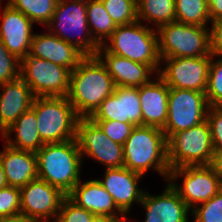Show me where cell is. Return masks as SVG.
<instances>
[{
    "label": "cell",
    "instance_id": "obj_1",
    "mask_svg": "<svg viewBox=\"0 0 222 222\" xmlns=\"http://www.w3.org/2000/svg\"><path fill=\"white\" fill-rule=\"evenodd\" d=\"M114 89L112 76L100 58L85 56L70 73L66 97L80 118H89Z\"/></svg>",
    "mask_w": 222,
    "mask_h": 222
},
{
    "label": "cell",
    "instance_id": "obj_2",
    "mask_svg": "<svg viewBox=\"0 0 222 222\" xmlns=\"http://www.w3.org/2000/svg\"><path fill=\"white\" fill-rule=\"evenodd\" d=\"M38 178L66 196L81 180L82 155L76 139L46 143L36 152Z\"/></svg>",
    "mask_w": 222,
    "mask_h": 222
},
{
    "label": "cell",
    "instance_id": "obj_3",
    "mask_svg": "<svg viewBox=\"0 0 222 222\" xmlns=\"http://www.w3.org/2000/svg\"><path fill=\"white\" fill-rule=\"evenodd\" d=\"M123 153V167L141 175H145L153 168L163 176L165 182L167 181L170 167L167 158V139L162 129L135 126L123 145Z\"/></svg>",
    "mask_w": 222,
    "mask_h": 222
},
{
    "label": "cell",
    "instance_id": "obj_4",
    "mask_svg": "<svg viewBox=\"0 0 222 222\" xmlns=\"http://www.w3.org/2000/svg\"><path fill=\"white\" fill-rule=\"evenodd\" d=\"M102 47L108 52L149 65L157 74L161 66L156 28L136 21L117 26Z\"/></svg>",
    "mask_w": 222,
    "mask_h": 222
},
{
    "label": "cell",
    "instance_id": "obj_5",
    "mask_svg": "<svg viewBox=\"0 0 222 222\" xmlns=\"http://www.w3.org/2000/svg\"><path fill=\"white\" fill-rule=\"evenodd\" d=\"M86 13L87 0H58L46 27L85 56H92L97 54L100 45L90 33Z\"/></svg>",
    "mask_w": 222,
    "mask_h": 222
},
{
    "label": "cell",
    "instance_id": "obj_6",
    "mask_svg": "<svg viewBox=\"0 0 222 222\" xmlns=\"http://www.w3.org/2000/svg\"><path fill=\"white\" fill-rule=\"evenodd\" d=\"M31 109L36 114L38 132L44 144L76 139L80 117L67 97H34Z\"/></svg>",
    "mask_w": 222,
    "mask_h": 222
},
{
    "label": "cell",
    "instance_id": "obj_7",
    "mask_svg": "<svg viewBox=\"0 0 222 222\" xmlns=\"http://www.w3.org/2000/svg\"><path fill=\"white\" fill-rule=\"evenodd\" d=\"M208 26L171 22L156 28L160 58L211 56Z\"/></svg>",
    "mask_w": 222,
    "mask_h": 222
},
{
    "label": "cell",
    "instance_id": "obj_8",
    "mask_svg": "<svg viewBox=\"0 0 222 222\" xmlns=\"http://www.w3.org/2000/svg\"><path fill=\"white\" fill-rule=\"evenodd\" d=\"M214 149L207 121L172 134L167 139L170 169L185 166L210 165Z\"/></svg>",
    "mask_w": 222,
    "mask_h": 222
},
{
    "label": "cell",
    "instance_id": "obj_9",
    "mask_svg": "<svg viewBox=\"0 0 222 222\" xmlns=\"http://www.w3.org/2000/svg\"><path fill=\"white\" fill-rule=\"evenodd\" d=\"M71 71L59 64L34 56L21 59L20 77L34 97H66Z\"/></svg>",
    "mask_w": 222,
    "mask_h": 222
},
{
    "label": "cell",
    "instance_id": "obj_10",
    "mask_svg": "<svg viewBox=\"0 0 222 222\" xmlns=\"http://www.w3.org/2000/svg\"><path fill=\"white\" fill-rule=\"evenodd\" d=\"M179 177L183 178L182 184L176 182ZM167 182L191 210L211 199L222 189V183L210 165L170 169Z\"/></svg>",
    "mask_w": 222,
    "mask_h": 222
},
{
    "label": "cell",
    "instance_id": "obj_11",
    "mask_svg": "<svg viewBox=\"0 0 222 222\" xmlns=\"http://www.w3.org/2000/svg\"><path fill=\"white\" fill-rule=\"evenodd\" d=\"M208 108L205 92L169 88L167 121L162 129L166 139L206 121Z\"/></svg>",
    "mask_w": 222,
    "mask_h": 222
},
{
    "label": "cell",
    "instance_id": "obj_12",
    "mask_svg": "<svg viewBox=\"0 0 222 222\" xmlns=\"http://www.w3.org/2000/svg\"><path fill=\"white\" fill-rule=\"evenodd\" d=\"M76 140L82 159L88 156L104 164L105 168L123 167V145L108 138L90 118H80L78 120Z\"/></svg>",
    "mask_w": 222,
    "mask_h": 222
},
{
    "label": "cell",
    "instance_id": "obj_13",
    "mask_svg": "<svg viewBox=\"0 0 222 222\" xmlns=\"http://www.w3.org/2000/svg\"><path fill=\"white\" fill-rule=\"evenodd\" d=\"M211 56L161 58L158 75L169 88L206 92Z\"/></svg>",
    "mask_w": 222,
    "mask_h": 222
},
{
    "label": "cell",
    "instance_id": "obj_14",
    "mask_svg": "<svg viewBox=\"0 0 222 222\" xmlns=\"http://www.w3.org/2000/svg\"><path fill=\"white\" fill-rule=\"evenodd\" d=\"M65 197L58 188L37 178L20 188L21 213L42 222H54Z\"/></svg>",
    "mask_w": 222,
    "mask_h": 222
},
{
    "label": "cell",
    "instance_id": "obj_15",
    "mask_svg": "<svg viewBox=\"0 0 222 222\" xmlns=\"http://www.w3.org/2000/svg\"><path fill=\"white\" fill-rule=\"evenodd\" d=\"M89 118L92 121L113 120L142 126L138 87H115Z\"/></svg>",
    "mask_w": 222,
    "mask_h": 222
},
{
    "label": "cell",
    "instance_id": "obj_16",
    "mask_svg": "<svg viewBox=\"0 0 222 222\" xmlns=\"http://www.w3.org/2000/svg\"><path fill=\"white\" fill-rule=\"evenodd\" d=\"M142 176L126 167L105 168L103 179L97 180L110 193L118 209L127 216L132 205L142 201L145 191L138 185Z\"/></svg>",
    "mask_w": 222,
    "mask_h": 222
},
{
    "label": "cell",
    "instance_id": "obj_17",
    "mask_svg": "<svg viewBox=\"0 0 222 222\" xmlns=\"http://www.w3.org/2000/svg\"><path fill=\"white\" fill-rule=\"evenodd\" d=\"M3 9V10H2ZM1 15L0 40L7 50L20 60L27 57L33 38V22L19 10L6 3Z\"/></svg>",
    "mask_w": 222,
    "mask_h": 222
},
{
    "label": "cell",
    "instance_id": "obj_18",
    "mask_svg": "<svg viewBox=\"0 0 222 222\" xmlns=\"http://www.w3.org/2000/svg\"><path fill=\"white\" fill-rule=\"evenodd\" d=\"M167 185L159 195L144 192L140 205L145 210L144 222H188L191 209L172 186Z\"/></svg>",
    "mask_w": 222,
    "mask_h": 222
},
{
    "label": "cell",
    "instance_id": "obj_19",
    "mask_svg": "<svg viewBox=\"0 0 222 222\" xmlns=\"http://www.w3.org/2000/svg\"><path fill=\"white\" fill-rule=\"evenodd\" d=\"M28 55L62 65L70 71L74 70L85 57L80 50L49 30L48 33H34Z\"/></svg>",
    "mask_w": 222,
    "mask_h": 222
},
{
    "label": "cell",
    "instance_id": "obj_20",
    "mask_svg": "<svg viewBox=\"0 0 222 222\" xmlns=\"http://www.w3.org/2000/svg\"><path fill=\"white\" fill-rule=\"evenodd\" d=\"M96 55L112 76L115 87H141L156 73L149 65L108 53L102 46Z\"/></svg>",
    "mask_w": 222,
    "mask_h": 222
},
{
    "label": "cell",
    "instance_id": "obj_21",
    "mask_svg": "<svg viewBox=\"0 0 222 222\" xmlns=\"http://www.w3.org/2000/svg\"><path fill=\"white\" fill-rule=\"evenodd\" d=\"M157 77L138 87L142 110V125L163 129L167 121L169 87Z\"/></svg>",
    "mask_w": 222,
    "mask_h": 222
},
{
    "label": "cell",
    "instance_id": "obj_22",
    "mask_svg": "<svg viewBox=\"0 0 222 222\" xmlns=\"http://www.w3.org/2000/svg\"><path fill=\"white\" fill-rule=\"evenodd\" d=\"M34 95L20 77L0 84V133L3 134L18 117L31 108Z\"/></svg>",
    "mask_w": 222,
    "mask_h": 222
},
{
    "label": "cell",
    "instance_id": "obj_23",
    "mask_svg": "<svg viewBox=\"0 0 222 222\" xmlns=\"http://www.w3.org/2000/svg\"><path fill=\"white\" fill-rule=\"evenodd\" d=\"M80 180L67 197L94 215L125 216L97 179Z\"/></svg>",
    "mask_w": 222,
    "mask_h": 222
},
{
    "label": "cell",
    "instance_id": "obj_24",
    "mask_svg": "<svg viewBox=\"0 0 222 222\" xmlns=\"http://www.w3.org/2000/svg\"><path fill=\"white\" fill-rule=\"evenodd\" d=\"M0 161L8 186L21 188L38 178L35 152L16 149L4 143Z\"/></svg>",
    "mask_w": 222,
    "mask_h": 222
},
{
    "label": "cell",
    "instance_id": "obj_25",
    "mask_svg": "<svg viewBox=\"0 0 222 222\" xmlns=\"http://www.w3.org/2000/svg\"><path fill=\"white\" fill-rule=\"evenodd\" d=\"M13 132L15 134H13ZM0 135L6 144L24 151L36 153L44 145L38 132L36 114L31 108L21 114L18 119ZM12 135H15L13 140L11 139Z\"/></svg>",
    "mask_w": 222,
    "mask_h": 222
},
{
    "label": "cell",
    "instance_id": "obj_26",
    "mask_svg": "<svg viewBox=\"0 0 222 222\" xmlns=\"http://www.w3.org/2000/svg\"><path fill=\"white\" fill-rule=\"evenodd\" d=\"M137 20L157 28L175 22V0H137Z\"/></svg>",
    "mask_w": 222,
    "mask_h": 222
},
{
    "label": "cell",
    "instance_id": "obj_27",
    "mask_svg": "<svg viewBox=\"0 0 222 222\" xmlns=\"http://www.w3.org/2000/svg\"><path fill=\"white\" fill-rule=\"evenodd\" d=\"M86 15L93 39L102 46L116 29V24L104 8L101 0H87Z\"/></svg>",
    "mask_w": 222,
    "mask_h": 222
},
{
    "label": "cell",
    "instance_id": "obj_28",
    "mask_svg": "<svg viewBox=\"0 0 222 222\" xmlns=\"http://www.w3.org/2000/svg\"><path fill=\"white\" fill-rule=\"evenodd\" d=\"M175 21L183 24L209 26L207 0H175Z\"/></svg>",
    "mask_w": 222,
    "mask_h": 222
},
{
    "label": "cell",
    "instance_id": "obj_29",
    "mask_svg": "<svg viewBox=\"0 0 222 222\" xmlns=\"http://www.w3.org/2000/svg\"><path fill=\"white\" fill-rule=\"evenodd\" d=\"M58 0H8L14 9L19 10L33 23L47 26L52 19Z\"/></svg>",
    "mask_w": 222,
    "mask_h": 222
},
{
    "label": "cell",
    "instance_id": "obj_30",
    "mask_svg": "<svg viewBox=\"0 0 222 222\" xmlns=\"http://www.w3.org/2000/svg\"><path fill=\"white\" fill-rule=\"evenodd\" d=\"M116 26L137 21V0H101Z\"/></svg>",
    "mask_w": 222,
    "mask_h": 222
},
{
    "label": "cell",
    "instance_id": "obj_31",
    "mask_svg": "<svg viewBox=\"0 0 222 222\" xmlns=\"http://www.w3.org/2000/svg\"><path fill=\"white\" fill-rule=\"evenodd\" d=\"M219 57L218 59H216ZM215 58V59H214ZM206 99L209 106H222V56L211 55Z\"/></svg>",
    "mask_w": 222,
    "mask_h": 222
},
{
    "label": "cell",
    "instance_id": "obj_32",
    "mask_svg": "<svg viewBox=\"0 0 222 222\" xmlns=\"http://www.w3.org/2000/svg\"><path fill=\"white\" fill-rule=\"evenodd\" d=\"M191 213L193 222H222V189L208 201L195 206Z\"/></svg>",
    "mask_w": 222,
    "mask_h": 222
},
{
    "label": "cell",
    "instance_id": "obj_33",
    "mask_svg": "<svg viewBox=\"0 0 222 222\" xmlns=\"http://www.w3.org/2000/svg\"><path fill=\"white\" fill-rule=\"evenodd\" d=\"M21 60L10 53L0 40V84L20 78Z\"/></svg>",
    "mask_w": 222,
    "mask_h": 222
},
{
    "label": "cell",
    "instance_id": "obj_34",
    "mask_svg": "<svg viewBox=\"0 0 222 222\" xmlns=\"http://www.w3.org/2000/svg\"><path fill=\"white\" fill-rule=\"evenodd\" d=\"M93 215L90 211L76 205L66 196L61 203L54 222H91Z\"/></svg>",
    "mask_w": 222,
    "mask_h": 222
},
{
    "label": "cell",
    "instance_id": "obj_35",
    "mask_svg": "<svg viewBox=\"0 0 222 222\" xmlns=\"http://www.w3.org/2000/svg\"><path fill=\"white\" fill-rule=\"evenodd\" d=\"M21 213L20 188L6 186L0 189V218Z\"/></svg>",
    "mask_w": 222,
    "mask_h": 222
},
{
    "label": "cell",
    "instance_id": "obj_36",
    "mask_svg": "<svg viewBox=\"0 0 222 222\" xmlns=\"http://www.w3.org/2000/svg\"><path fill=\"white\" fill-rule=\"evenodd\" d=\"M101 130L110 138L113 142L124 145L128 139L133 128L135 127L132 123H124L118 121H93Z\"/></svg>",
    "mask_w": 222,
    "mask_h": 222
},
{
    "label": "cell",
    "instance_id": "obj_37",
    "mask_svg": "<svg viewBox=\"0 0 222 222\" xmlns=\"http://www.w3.org/2000/svg\"><path fill=\"white\" fill-rule=\"evenodd\" d=\"M208 122L214 151H222V106H209Z\"/></svg>",
    "mask_w": 222,
    "mask_h": 222
},
{
    "label": "cell",
    "instance_id": "obj_38",
    "mask_svg": "<svg viewBox=\"0 0 222 222\" xmlns=\"http://www.w3.org/2000/svg\"><path fill=\"white\" fill-rule=\"evenodd\" d=\"M209 39H210V52L213 55L222 56V20L210 23Z\"/></svg>",
    "mask_w": 222,
    "mask_h": 222
},
{
    "label": "cell",
    "instance_id": "obj_39",
    "mask_svg": "<svg viewBox=\"0 0 222 222\" xmlns=\"http://www.w3.org/2000/svg\"><path fill=\"white\" fill-rule=\"evenodd\" d=\"M211 22L222 20V0H207Z\"/></svg>",
    "mask_w": 222,
    "mask_h": 222
},
{
    "label": "cell",
    "instance_id": "obj_40",
    "mask_svg": "<svg viewBox=\"0 0 222 222\" xmlns=\"http://www.w3.org/2000/svg\"><path fill=\"white\" fill-rule=\"evenodd\" d=\"M210 166L222 183V151H214Z\"/></svg>",
    "mask_w": 222,
    "mask_h": 222
},
{
    "label": "cell",
    "instance_id": "obj_41",
    "mask_svg": "<svg viewBox=\"0 0 222 222\" xmlns=\"http://www.w3.org/2000/svg\"><path fill=\"white\" fill-rule=\"evenodd\" d=\"M0 222H42L39 219L29 217L23 213L12 216L1 217Z\"/></svg>",
    "mask_w": 222,
    "mask_h": 222
},
{
    "label": "cell",
    "instance_id": "obj_42",
    "mask_svg": "<svg viewBox=\"0 0 222 222\" xmlns=\"http://www.w3.org/2000/svg\"><path fill=\"white\" fill-rule=\"evenodd\" d=\"M124 216L93 215L91 222H119Z\"/></svg>",
    "mask_w": 222,
    "mask_h": 222
},
{
    "label": "cell",
    "instance_id": "obj_43",
    "mask_svg": "<svg viewBox=\"0 0 222 222\" xmlns=\"http://www.w3.org/2000/svg\"><path fill=\"white\" fill-rule=\"evenodd\" d=\"M6 186H8V184H7V181H6L3 165L0 161V189L4 188Z\"/></svg>",
    "mask_w": 222,
    "mask_h": 222
},
{
    "label": "cell",
    "instance_id": "obj_44",
    "mask_svg": "<svg viewBox=\"0 0 222 222\" xmlns=\"http://www.w3.org/2000/svg\"><path fill=\"white\" fill-rule=\"evenodd\" d=\"M127 220V216H124L119 222H126Z\"/></svg>",
    "mask_w": 222,
    "mask_h": 222
}]
</instances>
